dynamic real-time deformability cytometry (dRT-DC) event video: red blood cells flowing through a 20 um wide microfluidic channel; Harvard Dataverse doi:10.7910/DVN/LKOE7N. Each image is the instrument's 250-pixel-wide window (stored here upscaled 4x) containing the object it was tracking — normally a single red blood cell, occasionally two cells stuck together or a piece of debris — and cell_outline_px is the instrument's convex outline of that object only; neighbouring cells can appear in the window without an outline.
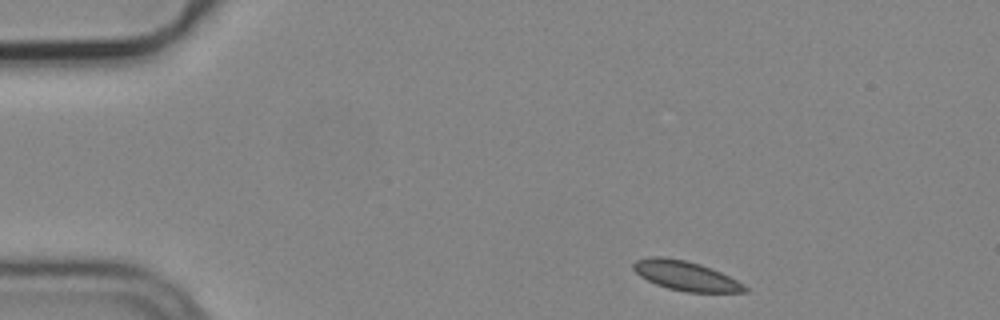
{"species": "common noctule bat (a hibernating species)", "species_latin": "Nyctalus noctula", "temperature_condition": "cold", "stored_images_in_passage": 4, "camera_frame_rate_fps": 3000, "um_per_image_px": 0.085, "animal": {"sex": "male", "body_mass_g": 19.2, "forearm_length_mm": 51.8}, "frame": {"image": 1, "passage_image": 1, "time_ms": 0.0, "image_size_px": [1000, 320], "cell_outline_px": [[748, 292], [688, 292], [668, 288], [656, 284], [640, 276], [632, 268], [632, 264], [636, 260], [648, 256], [660, 256], [684, 260], [700, 264], [720, 272], [744, 284], [748, 288]], "centroid_in_image_um": [58.26, 23.43], "position_along_channel_um": 26.7, "area_um2": 19.02}}
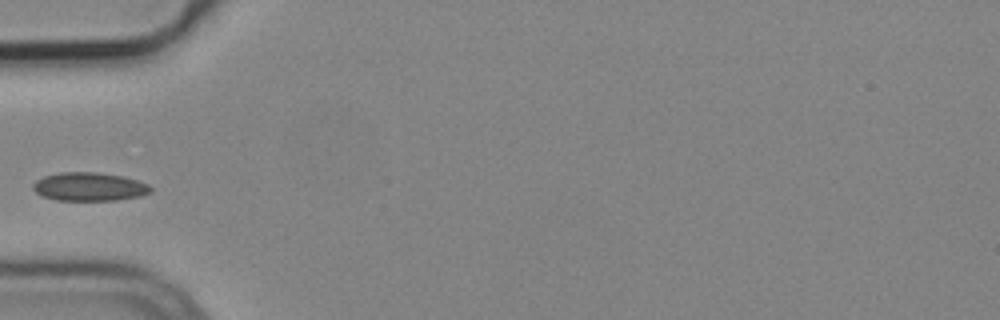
{"frame": {"image": 2, "passage_image": 4, "time_ms": 1.0, "image_size_px": [1000, 320], "cell_outline_px": [[152, 192], [140, 196], [116, 200], [56, 200], [40, 196], [32, 188], [32, 184], [36, 180], [44, 176], [60, 172], [96, 172], [124, 176], [148, 184], [152, 188]], "centroid_in_image_um": [7.57, 15.87], "position_along_channel_um": 77.4, "area_um2": 19.65}}